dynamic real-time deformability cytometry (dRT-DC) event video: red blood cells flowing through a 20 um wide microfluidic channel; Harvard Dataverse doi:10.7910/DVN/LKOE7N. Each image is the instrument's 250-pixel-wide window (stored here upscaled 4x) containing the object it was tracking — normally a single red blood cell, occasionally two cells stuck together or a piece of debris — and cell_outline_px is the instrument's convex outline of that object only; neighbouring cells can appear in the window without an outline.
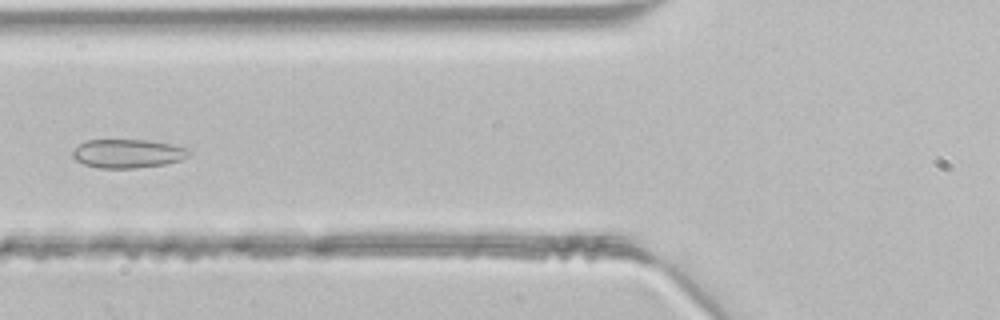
{"species": "common noctule bat (a hibernating species)", "species_latin": "Nyctalus noctula", "temperature_condition": "room temperature", "stored_images_in_passage": 36, "camera_frame_rate_fps": 3000, "um_per_image_px": 0.085, "animal": {"sex": "male", "body_mass_g": 21.5, "forearm_length_mm": 52.0}, "frame": {"image": 1, "passage_image": 8, "time_ms": 2.333, "image_size_px": [1000, 320], "cell_outline_px": [[192, 152], [188, 156], [180, 160], [164, 164], [136, 168], [100, 168], [84, 164], [76, 160], [72, 156], [72, 152], [84, 140], [148, 140], [172, 144], [188, 148]], "centroid_in_image_um": [10.87, 13.05], "position_along_channel_um": 114.9, "area_um2": 19.48}}
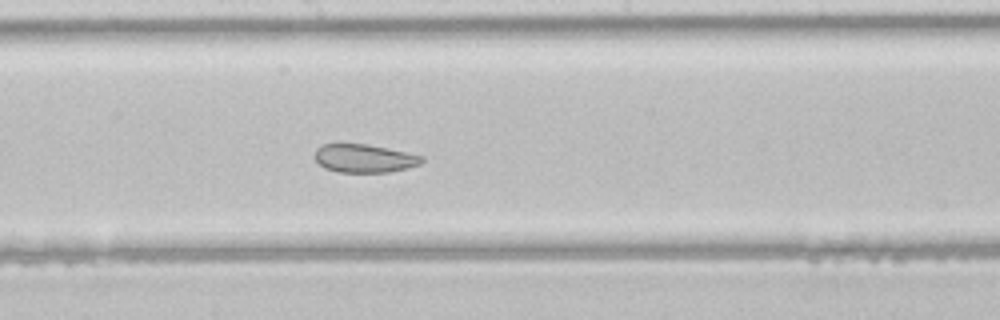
{"frame": {"image": 2, "passage_image": 15, "time_ms": 4.667, "image_size_px": [1000, 320], "cell_outline_px": [[424, 160], [420, 164], [408, 168], [388, 172], [336, 172], [324, 168], [316, 160], [316, 148], [320, 144], [336, 140], [368, 144], [388, 148], [424, 156]], "centroid_in_image_um": [30.9, 13.41], "position_along_channel_um": 217.3, "area_um2": 18.38}}
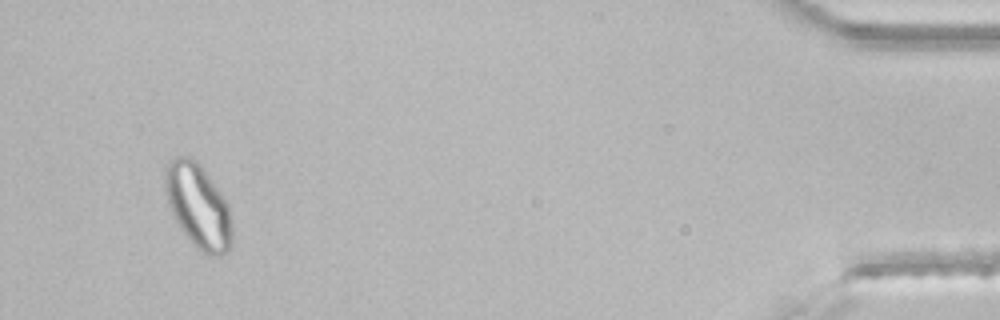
{"frame": {"image": 3, "passage_image": 34, "time_ms": 11.0, "image_size_px": [1000, 320], "cell_outline_px": [[232, 244], [220, 256], [208, 256], [196, 248], [180, 228], [168, 204], [164, 192], [164, 168], [168, 160], [172, 156], [188, 156], [196, 160], [220, 192], [228, 204], [232, 224]], "centroid_in_image_um": [16.81, 17.5], "position_along_channel_um": 418.4, "area_um2": 33.06}}